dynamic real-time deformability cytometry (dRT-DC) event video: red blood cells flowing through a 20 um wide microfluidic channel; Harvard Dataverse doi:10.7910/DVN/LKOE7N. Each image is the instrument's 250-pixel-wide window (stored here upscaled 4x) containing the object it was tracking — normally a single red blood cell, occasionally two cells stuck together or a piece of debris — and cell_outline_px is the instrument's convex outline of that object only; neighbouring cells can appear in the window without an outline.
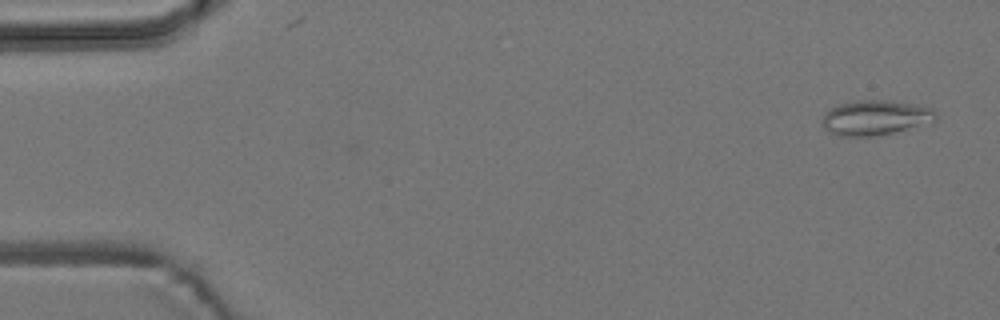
{"species": "common noctule bat (a hibernating species)", "species_latin": "Nyctalus noctula", "temperature_condition": "room temperature", "stored_images_in_passage": 5, "camera_frame_rate_fps": 3000, "um_per_image_px": 0.085, "animal": {"sex": "male", "body_mass_g": 19.2, "forearm_length_mm": 51.8}, "frame": {"image": 1, "passage_image": 1, "time_ms": 0.0, "image_size_px": [1000, 320], "cell_outline_px": [[936, 120], [880, 136], [836, 136], [828, 132], [824, 128], [824, 112], [840, 104], [856, 100], [888, 100], [932, 108], [936, 112]], "centroid_in_image_um": [74.37, 10.01], "position_along_channel_um": 10.6, "area_um2": 22.89}}